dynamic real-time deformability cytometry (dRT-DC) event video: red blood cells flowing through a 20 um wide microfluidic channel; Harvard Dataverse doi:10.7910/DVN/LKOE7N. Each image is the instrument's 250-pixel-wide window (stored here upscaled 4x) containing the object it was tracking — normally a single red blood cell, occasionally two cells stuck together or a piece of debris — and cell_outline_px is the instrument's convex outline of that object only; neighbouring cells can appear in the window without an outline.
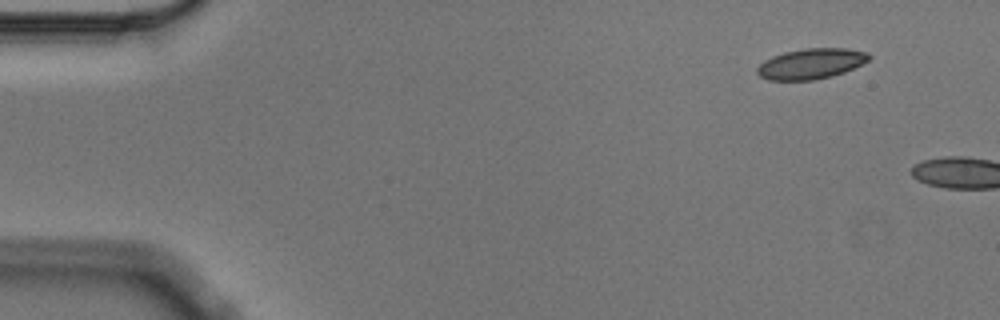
{"species": "Egyptian fruit bat (a non-hibernating species)", "species_latin": "Rousettus aegyptiacus", "temperature_condition": "cold", "stored_images_in_passage": 2, "camera_frame_rate_fps": 3000, "um_per_image_px": 0.085, "animal": {"sex": "male"}, "frame": {"image": 1, "passage_image": 1, "time_ms": 0.0, "image_size_px": [1000, 320], "cell_outline_px": [[872, 56], [868, 60], [844, 72], [832, 76], [812, 80], [768, 80], [760, 76], [756, 72], [756, 68], [764, 60], [772, 56], [784, 52], [804, 48], [844, 48], [868, 52]], "centroid_in_image_um": [68.91, 5.41], "position_along_channel_um": 16.1, "area_um2": 19.83}}